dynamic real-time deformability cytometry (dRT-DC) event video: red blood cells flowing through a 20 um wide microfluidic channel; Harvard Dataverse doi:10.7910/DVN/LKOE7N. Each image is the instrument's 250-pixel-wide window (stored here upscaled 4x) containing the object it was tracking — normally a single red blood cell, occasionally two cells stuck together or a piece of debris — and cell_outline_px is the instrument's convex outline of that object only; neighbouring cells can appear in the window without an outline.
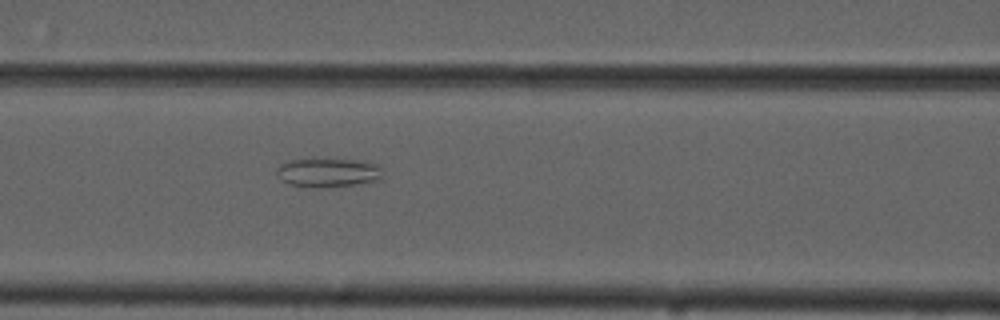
{"species": "common noctule bat (a hibernating species)", "species_latin": "Nyctalus noctula", "temperature_condition": "cold", "stored_images_in_passage": 37, "camera_frame_rate_fps": 3000, "um_per_image_px": 0.085, "animal": {"sex": "male", "forearm_length_mm": 52.5}, "frame": {"image": 1, "passage_image": 11, "time_ms": 3.333, "image_size_px": [1000, 320], "cell_outline_px": [[380, 180], [352, 184], [292, 184], [284, 180], [276, 172], [276, 168], [280, 164], [292, 160], [364, 160], [376, 164], [380, 168]], "centroid_in_image_um": [27.93, 14.61], "position_along_channel_um": 138.7, "area_um2": 16.36}}
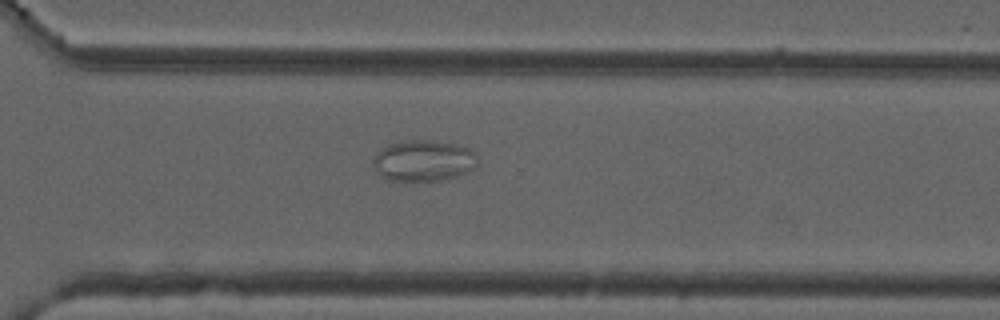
{"frame": {"image": 2, "passage_image": 27, "time_ms": 8.667, "image_size_px": [1000, 320], "cell_outline_px": [[476, 168], [468, 172], [456, 176], [440, 180], [388, 180], [376, 172], [372, 160], [376, 152], [388, 144], [412, 140], [428, 140], [456, 144], [468, 148], [476, 152]], "centroid_in_image_um": [36.0, 13.65], "position_along_channel_um": 334.6, "area_um2": 24.97}}
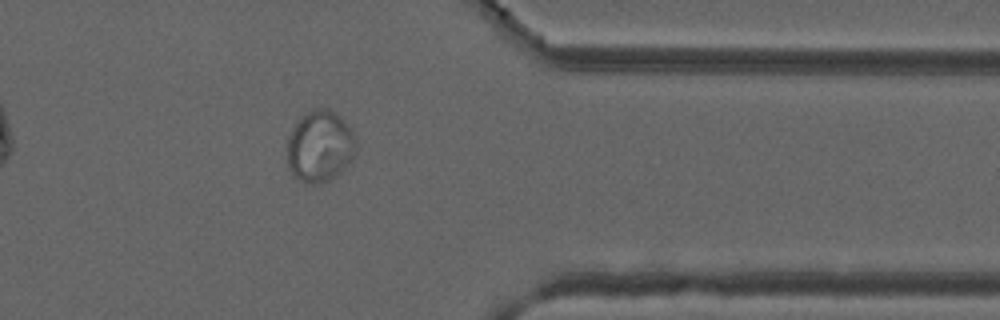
{"frame": {"image": 3, "passage_image": 32, "time_ms": 10.333, "image_size_px": [1000, 320], "cell_outline_px": [[356, 152], [352, 160], [336, 176], [328, 180], [316, 184], [308, 184], [296, 180], [292, 176], [288, 168], [288, 136], [292, 128], [304, 112], [312, 108], [328, 108], [336, 112], [348, 124], [356, 140]], "centroid_in_image_um": [27.18, 12.43], "position_along_channel_um": 384.2, "area_um2": 29.25}}